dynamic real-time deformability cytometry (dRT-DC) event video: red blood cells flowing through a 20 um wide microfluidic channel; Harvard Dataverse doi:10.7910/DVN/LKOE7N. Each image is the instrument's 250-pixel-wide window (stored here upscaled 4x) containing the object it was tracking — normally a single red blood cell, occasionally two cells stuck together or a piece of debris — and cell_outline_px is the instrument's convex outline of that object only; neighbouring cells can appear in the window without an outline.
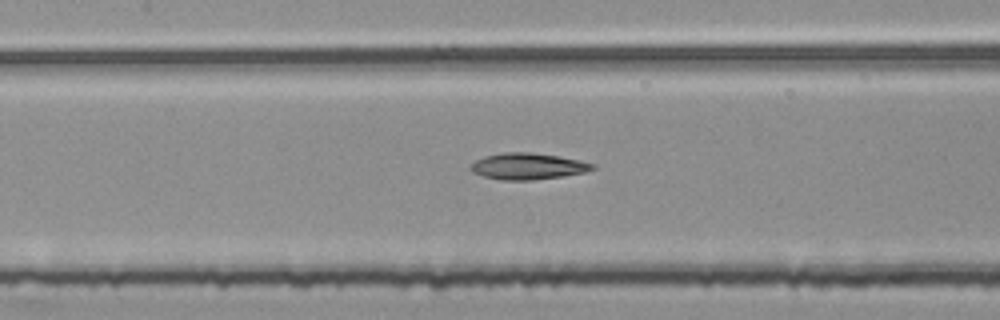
{"species": "common noctule bat (a hibernating species)", "species_latin": "Nyctalus noctula", "temperature_condition": "room temperature", "stored_images_in_passage": 53, "segment_of_instrument_passage": [2, 2], "camera_frame_rate_fps": 3000, "um_per_image_px": 0.085, "animal": {"sex": "female", "body_mass_g": 25.1}, "frame": {"image": 1, "passage_image": 24, "time_ms": 7.667, "image_size_px": [1000, 320], "cell_outline_px": [[596, 168], [584, 172], [564, 176], [532, 180], [500, 180], [484, 176], [472, 172], [468, 168], [476, 160], [484, 156], [504, 152], [528, 152], [560, 156], [580, 160], [596, 164]], "centroid_in_image_um": [44.87, 14.13], "position_along_channel_um": 162.5, "area_um2": 18.84}}
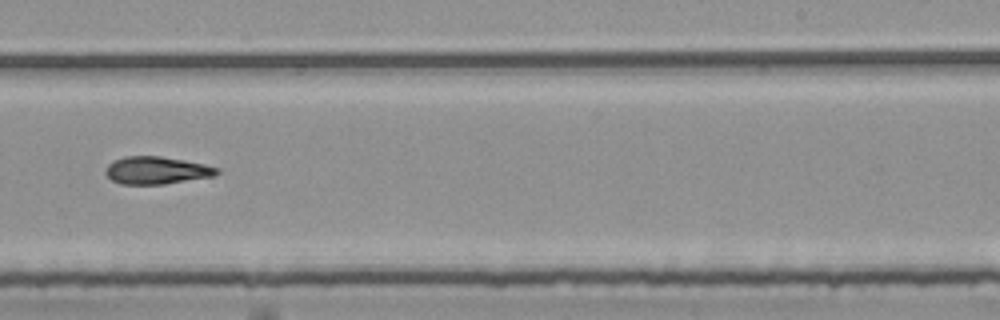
{"frame": {"image": 2, "passage_image": 33, "time_ms": 10.667, "image_size_px": [1000, 320], "cell_outline_px": [[220, 172], [212, 176], [164, 184], [120, 184], [112, 180], [104, 172], [108, 164], [124, 156], [160, 156], [184, 160], [204, 164], [220, 168]], "centroid_in_image_um": [13.3, 14.48], "position_along_channel_um": 275.7, "area_um2": 17.74}}
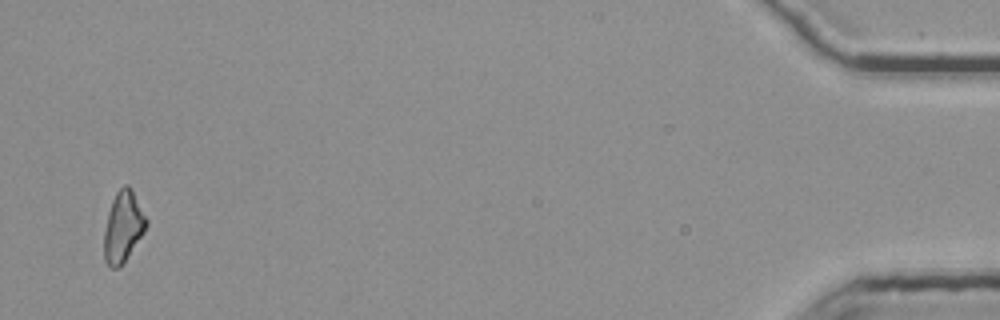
{"frame": {"image": 3, "passage_image": 52, "time_ms": 17.0, "image_size_px": [1000, 320], "cell_outline_px": [[148, 224], [144, 232], [120, 268], [108, 268], [104, 260], [104, 232], [108, 212], [112, 200], [116, 192], [124, 184], [128, 184], [132, 188], [148, 220]], "centroid_in_image_um": [10.46, 19.28], "position_along_channel_um": 424.7, "area_um2": 17.63}}